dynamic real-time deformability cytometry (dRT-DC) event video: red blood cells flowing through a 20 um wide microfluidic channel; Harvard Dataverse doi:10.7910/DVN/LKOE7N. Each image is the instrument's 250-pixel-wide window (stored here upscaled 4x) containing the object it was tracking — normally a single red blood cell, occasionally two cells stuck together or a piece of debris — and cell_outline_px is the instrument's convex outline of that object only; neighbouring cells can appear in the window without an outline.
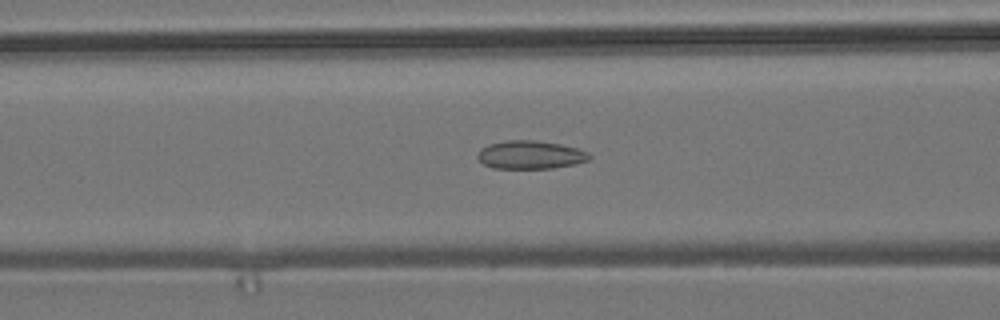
{"species": "common noctule bat (a hibernating species)", "species_latin": "Nyctalus noctula", "temperature_condition": "room temperature", "stored_images_in_passage": 23, "camera_frame_rate_fps": 3000, "um_per_image_px": 0.085, "animal": {"sex": "male", "body_mass_g": 19.2, "forearm_length_mm": 51.8}, "frame": {"image": 1, "passage_image": 22, "time_ms": 7.0, "image_size_px": [1000, 320], "cell_outline_px": [[592, 156], [588, 160], [576, 164], [552, 168], [492, 168], [484, 164], [476, 156], [480, 148], [488, 144], [508, 140], [536, 140], [560, 144], [576, 148], [588, 152]], "centroid_in_image_um": [45.07, 13.15], "position_along_channel_um": 121.5, "area_um2": 18.44}}